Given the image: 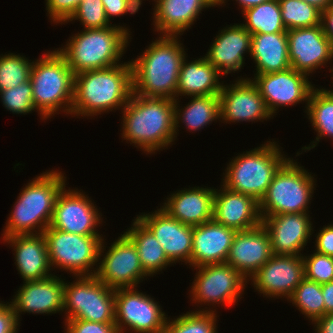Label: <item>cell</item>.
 Wrapping results in <instances>:
<instances>
[{
	"label": "cell",
	"instance_id": "e575fe53",
	"mask_svg": "<svg viewBox=\"0 0 333 333\" xmlns=\"http://www.w3.org/2000/svg\"><path fill=\"white\" fill-rule=\"evenodd\" d=\"M205 308L183 313L174 319L167 318L164 333H217L216 310Z\"/></svg>",
	"mask_w": 333,
	"mask_h": 333
},
{
	"label": "cell",
	"instance_id": "d4e9b609",
	"mask_svg": "<svg viewBox=\"0 0 333 333\" xmlns=\"http://www.w3.org/2000/svg\"><path fill=\"white\" fill-rule=\"evenodd\" d=\"M177 191L160 206L170 217L192 227L213 219L214 188L195 186Z\"/></svg>",
	"mask_w": 333,
	"mask_h": 333
},
{
	"label": "cell",
	"instance_id": "8fae6325",
	"mask_svg": "<svg viewBox=\"0 0 333 333\" xmlns=\"http://www.w3.org/2000/svg\"><path fill=\"white\" fill-rule=\"evenodd\" d=\"M194 269H197L196 277L189 292L192 303L201 306L204 303V306L214 308L216 304L231 307L242 298L248 281L233 266L228 263H216Z\"/></svg>",
	"mask_w": 333,
	"mask_h": 333
},
{
	"label": "cell",
	"instance_id": "83f0119b",
	"mask_svg": "<svg viewBox=\"0 0 333 333\" xmlns=\"http://www.w3.org/2000/svg\"><path fill=\"white\" fill-rule=\"evenodd\" d=\"M154 30L160 35H183L203 9L217 7L213 0H153Z\"/></svg>",
	"mask_w": 333,
	"mask_h": 333
},
{
	"label": "cell",
	"instance_id": "3957f363",
	"mask_svg": "<svg viewBox=\"0 0 333 333\" xmlns=\"http://www.w3.org/2000/svg\"><path fill=\"white\" fill-rule=\"evenodd\" d=\"M133 93L131 62L74 75L73 117L123 109ZM121 108V109H120Z\"/></svg>",
	"mask_w": 333,
	"mask_h": 333
},
{
	"label": "cell",
	"instance_id": "2e32d148",
	"mask_svg": "<svg viewBox=\"0 0 333 333\" xmlns=\"http://www.w3.org/2000/svg\"><path fill=\"white\" fill-rule=\"evenodd\" d=\"M304 278L302 255L273 256L249 279L263 297L287 298L292 296ZM253 282V283H252Z\"/></svg>",
	"mask_w": 333,
	"mask_h": 333
},
{
	"label": "cell",
	"instance_id": "484cf974",
	"mask_svg": "<svg viewBox=\"0 0 333 333\" xmlns=\"http://www.w3.org/2000/svg\"><path fill=\"white\" fill-rule=\"evenodd\" d=\"M12 247L15 265L25 281L43 280L54 274L50 265L44 234L13 235L2 239Z\"/></svg>",
	"mask_w": 333,
	"mask_h": 333
},
{
	"label": "cell",
	"instance_id": "f907efd6",
	"mask_svg": "<svg viewBox=\"0 0 333 333\" xmlns=\"http://www.w3.org/2000/svg\"><path fill=\"white\" fill-rule=\"evenodd\" d=\"M228 0H220L217 6H224L226 5ZM237 3H239V7L242 9L241 11H245L249 8L255 7L261 3L269 2L271 0H235Z\"/></svg>",
	"mask_w": 333,
	"mask_h": 333
},
{
	"label": "cell",
	"instance_id": "7402d4cb",
	"mask_svg": "<svg viewBox=\"0 0 333 333\" xmlns=\"http://www.w3.org/2000/svg\"><path fill=\"white\" fill-rule=\"evenodd\" d=\"M272 256L269 234L261 224L254 229L236 233L226 263L249 280Z\"/></svg>",
	"mask_w": 333,
	"mask_h": 333
},
{
	"label": "cell",
	"instance_id": "277c9868",
	"mask_svg": "<svg viewBox=\"0 0 333 333\" xmlns=\"http://www.w3.org/2000/svg\"><path fill=\"white\" fill-rule=\"evenodd\" d=\"M66 181L59 170H47L30 180L17 196L2 238L43 233L50 225L58 194L67 187Z\"/></svg>",
	"mask_w": 333,
	"mask_h": 333
},
{
	"label": "cell",
	"instance_id": "db71d44e",
	"mask_svg": "<svg viewBox=\"0 0 333 333\" xmlns=\"http://www.w3.org/2000/svg\"><path fill=\"white\" fill-rule=\"evenodd\" d=\"M213 1H214L216 4H218L220 0H213Z\"/></svg>",
	"mask_w": 333,
	"mask_h": 333
},
{
	"label": "cell",
	"instance_id": "4fadbf2b",
	"mask_svg": "<svg viewBox=\"0 0 333 333\" xmlns=\"http://www.w3.org/2000/svg\"><path fill=\"white\" fill-rule=\"evenodd\" d=\"M137 290L136 287L115 290V326L119 333L127 330L164 333L166 313L153 297Z\"/></svg>",
	"mask_w": 333,
	"mask_h": 333
},
{
	"label": "cell",
	"instance_id": "6da1fadb",
	"mask_svg": "<svg viewBox=\"0 0 333 333\" xmlns=\"http://www.w3.org/2000/svg\"><path fill=\"white\" fill-rule=\"evenodd\" d=\"M121 111L122 139L140 148L144 153L155 154L156 151L173 145L176 140L174 100L132 93Z\"/></svg>",
	"mask_w": 333,
	"mask_h": 333
},
{
	"label": "cell",
	"instance_id": "7c38bea8",
	"mask_svg": "<svg viewBox=\"0 0 333 333\" xmlns=\"http://www.w3.org/2000/svg\"><path fill=\"white\" fill-rule=\"evenodd\" d=\"M104 244L103 238L98 258L100 265L96 266L95 277L108 288L116 290L137 287L145 277L148 278L134 243L124 233L111 243L107 252H104V247H107Z\"/></svg>",
	"mask_w": 333,
	"mask_h": 333
},
{
	"label": "cell",
	"instance_id": "9a60e30c",
	"mask_svg": "<svg viewBox=\"0 0 333 333\" xmlns=\"http://www.w3.org/2000/svg\"><path fill=\"white\" fill-rule=\"evenodd\" d=\"M251 80L273 116L277 115L279 107L295 106L302 101L307 110L310 94L315 87L306 74L291 67L280 72L257 74Z\"/></svg>",
	"mask_w": 333,
	"mask_h": 333
},
{
	"label": "cell",
	"instance_id": "cb8c5ba5",
	"mask_svg": "<svg viewBox=\"0 0 333 333\" xmlns=\"http://www.w3.org/2000/svg\"><path fill=\"white\" fill-rule=\"evenodd\" d=\"M213 220L237 232L261 225L259 202L250 195L215 188Z\"/></svg>",
	"mask_w": 333,
	"mask_h": 333
},
{
	"label": "cell",
	"instance_id": "8992f818",
	"mask_svg": "<svg viewBox=\"0 0 333 333\" xmlns=\"http://www.w3.org/2000/svg\"><path fill=\"white\" fill-rule=\"evenodd\" d=\"M33 103L42 120L58 114L71 115L74 73L66 59L55 49L33 60L30 70ZM58 111V112H57Z\"/></svg>",
	"mask_w": 333,
	"mask_h": 333
},
{
	"label": "cell",
	"instance_id": "681fc988",
	"mask_svg": "<svg viewBox=\"0 0 333 333\" xmlns=\"http://www.w3.org/2000/svg\"><path fill=\"white\" fill-rule=\"evenodd\" d=\"M325 314L333 313V281L321 284Z\"/></svg>",
	"mask_w": 333,
	"mask_h": 333
},
{
	"label": "cell",
	"instance_id": "f5cc1de1",
	"mask_svg": "<svg viewBox=\"0 0 333 333\" xmlns=\"http://www.w3.org/2000/svg\"><path fill=\"white\" fill-rule=\"evenodd\" d=\"M330 71H331V73L333 74V67H332V69H331V67H330ZM332 76V79H333V75H331ZM333 81V80H332ZM329 93H331V94H333V90H327Z\"/></svg>",
	"mask_w": 333,
	"mask_h": 333
},
{
	"label": "cell",
	"instance_id": "c3c4849f",
	"mask_svg": "<svg viewBox=\"0 0 333 333\" xmlns=\"http://www.w3.org/2000/svg\"><path fill=\"white\" fill-rule=\"evenodd\" d=\"M321 24L324 33L333 42V4L322 12Z\"/></svg>",
	"mask_w": 333,
	"mask_h": 333
},
{
	"label": "cell",
	"instance_id": "f35d334b",
	"mask_svg": "<svg viewBox=\"0 0 333 333\" xmlns=\"http://www.w3.org/2000/svg\"><path fill=\"white\" fill-rule=\"evenodd\" d=\"M3 106L13 114H28L35 111L33 90L30 80L15 88L0 91Z\"/></svg>",
	"mask_w": 333,
	"mask_h": 333
},
{
	"label": "cell",
	"instance_id": "11a10c76",
	"mask_svg": "<svg viewBox=\"0 0 333 333\" xmlns=\"http://www.w3.org/2000/svg\"><path fill=\"white\" fill-rule=\"evenodd\" d=\"M136 1L139 2V3L142 5V1H143V0H136Z\"/></svg>",
	"mask_w": 333,
	"mask_h": 333
},
{
	"label": "cell",
	"instance_id": "4316f807",
	"mask_svg": "<svg viewBox=\"0 0 333 333\" xmlns=\"http://www.w3.org/2000/svg\"><path fill=\"white\" fill-rule=\"evenodd\" d=\"M237 231L211 221L193 227L191 267L226 263Z\"/></svg>",
	"mask_w": 333,
	"mask_h": 333
},
{
	"label": "cell",
	"instance_id": "816d5d0a",
	"mask_svg": "<svg viewBox=\"0 0 333 333\" xmlns=\"http://www.w3.org/2000/svg\"><path fill=\"white\" fill-rule=\"evenodd\" d=\"M303 1L308 3L309 5L316 7L321 12L328 9L333 4V0H303Z\"/></svg>",
	"mask_w": 333,
	"mask_h": 333
},
{
	"label": "cell",
	"instance_id": "ffe728a7",
	"mask_svg": "<svg viewBox=\"0 0 333 333\" xmlns=\"http://www.w3.org/2000/svg\"><path fill=\"white\" fill-rule=\"evenodd\" d=\"M261 224L269 234L272 252L276 255H302L314 232L309 212L266 216Z\"/></svg>",
	"mask_w": 333,
	"mask_h": 333
},
{
	"label": "cell",
	"instance_id": "ac0fdd59",
	"mask_svg": "<svg viewBox=\"0 0 333 333\" xmlns=\"http://www.w3.org/2000/svg\"><path fill=\"white\" fill-rule=\"evenodd\" d=\"M291 68L310 76L333 60V42L322 24L309 28L287 30Z\"/></svg>",
	"mask_w": 333,
	"mask_h": 333
},
{
	"label": "cell",
	"instance_id": "f546056e",
	"mask_svg": "<svg viewBox=\"0 0 333 333\" xmlns=\"http://www.w3.org/2000/svg\"><path fill=\"white\" fill-rule=\"evenodd\" d=\"M250 56L256 64L254 76L289 69L287 32L252 35Z\"/></svg>",
	"mask_w": 333,
	"mask_h": 333
},
{
	"label": "cell",
	"instance_id": "44dd1931",
	"mask_svg": "<svg viewBox=\"0 0 333 333\" xmlns=\"http://www.w3.org/2000/svg\"><path fill=\"white\" fill-rule=\"evenodd\" d=\"M23 283L10 301L19 323L23 312L44 315L63 312L64 280L61 275L60 278L52 275L43 280Z\"/></svg>",
	"mask_w": 333,
	"mask_h": 333
},
{
	"label": "cell",
	"instance_id": "bcb514c9",
	"mask_svg": "<svg viewBox=\"0 0 333 333\" xmlns=\"http://www.w3.org/2000/svg\"><path fill=\"white\" fill-rule=\"evenodd\" d=\"M315 237V250L318 253L333 257V224L323 226Z\"/></svg>",
	"mask_w": 333,
	"mask_h": 333
},
{
	"label": "cell",
	"instance_id": "f1b7e54d",
	"mask_svg": "<svg viewBox=\"0 0 333 333\" xmlns=\"http://www.w3.org/2000/svg\"><path fill=\"white\" fill-rule=\"evenodd\" d=\"M186 58L179 72L176 100L182 95L188 97L218 95L224 84L219 81L222 77L219 71L205 57L191 62Z\"/></svg>",
	"mask_w": 333,
	"mask_h": 333
},
{
	"label": "cell",
	"instance_id": "60d3db41",
	"mask_svg": "<svg viewBox=\"0 0 333 333\" xmlns=\"http://www.w3.org/2000/svg\"><path fill=\"white\" fill-rule=\"evenodd\" d=\"M304 277L318 284L333 281V257L314 251L313 254L305 256Z\"/></svg>",
	"mask_w": 333,
	"mask_h": 333
},
{
	"label": "cell",
	"instance_id": "8d00e7d4",
	"mask_svg": "<svg viewBox=\"0 0 333 333\" xmlns=\"http://www.w3.org/2000/svg\"><path fill=\"white\" fill-rule=\"evenodd\" d=\"M286 30L321 25L322 12L303 0H278Z\"/></svg>",
	"mask_w": 333,
	"mask_h": 333
},
{
	"label": "cell",
	"instance_id": "5bb4252c",
	"mask_svg": "<svg viewBox=\"0 0 333 333\" xmlns=\"http://www.w3.org/2000/svg\"><path fill=\"white\" fill-rule=\"evenodd\" d=\"M102 213L82 190L65 187L58 194L49 227L82 236H101Z\"/></svg>",
	"mask_w": 333,
	"mask_h": 333
},
{
	"label": "cell",
	"instance_id": "603a6c76",
	"mask_svg": "<svg viewBox=\"0 0 333 333\" xmlns=\"http://www.w3.org/2000/svg\"><path fill=\"white\" fill-rule=\"evenodd\" d=\"M219 32L204 57L223 76L243 67L244 54L251 53L252 35L242 24L237 23L230 24Z\"/></svg>",
	"mask_w": 333,
	"mask_h": 333
},
{
	"label": "cell",
	"instance_id": "e0dca14e",
	"mask_svg": "<svg viewBox=\"0 0 333 333\" xmlns=\"http://www.w3.org/2000/svg\"><path fill=\"white\" fill-rule=\"evenodd\" d=\"M234 84L222 86L220 91V121L223 123L257 122L271 119L258 87L250 78H237Z\"/></svg>",
	"mask_w": 333,
	"mask_h": 333
},
{
	"label": "cell",
	"instance_id": "d6986e66",
	"mask_svg": "<svg viewBox=\"0 0 333 333\" xmlns=\"http://www.w3.org/2000/svg\"><path fill=\"white\" fill-rule=\"evenodd\" d=\"M141 214L137 218L154 234L172 265L181 261L191 267L193 227L170 217L161 208Z\"/></svg>",
	"mask_w": 333,
	"mask_h": 333
},
{
	"label": "cell",
	"instance_id": "30bf717a",
	"mask_svg": "<svg viewBox=\"0 0 333 333\" xmlns=\"http://www.w3.org/2000/svg\"><path fill=\"white\" fill-rule=\"evenodd\" d=\"M43 234L51 268L69 271L73 277L95 275L103 235L82 236L49 226Z\"/></svg>",
	"mask_w": 333,
	"mask_h": 333
},
{
	"label": "cell",
	"instance_id": "836d02e7",
	"mask_svg": "<svg viewBox=\"0 0 333 333\" xmlns=\"http://www.w3.org/2000/svg\"><path fill=\"white\" fill-rule=\"evenodd\" d=\"M244 23H241L251 35L287 32L281 17L278 0L261 3L241 12Z\"/></svg>",
	"mask_w": 333,
	"mask_h": 333
},
{
	"label": "cell",
	"instance_id": "ee69618b",
	"mask_svg": "<svg viewBox=\"0 0 333 333\" xmlns=\"http://www.w3.org/2000/svg\"><path fill=\"white\" fill-rule=\"evenodd\" d=\"M103 2L104 10L109 22L114 17L123 16L128 12L135 14L141 7V4L136 0H101Z\"/></svg>",
	"mask_w": 333,
	"mask_h": 333
},
{
	"label": "cell",
	"instance_id": "ba28073f",
	"mask_svg": "<svg viewBox=\"0 0 333 333\" xmlns=\"http://www.w3.org/2000/svg\"><path fill=\"white\" fill-rule=\"evenodd\" d=\"M296 161L289 158L274 174L259 202L261 219L278 214L310 212L308 205L314 197L316 179Z\"/></svg>",
	"mask_w": 333,
	"mask_h": 333
},
{
	"label": "cell",
	"instance_id": "b9f144b4",
	"mask_svg": "<svg viewBox=\"0 0 333 333\" xmlns=\"http://www.w3.org/2000/svg\"><path fill=\"white\" fill-rule=\"evenodd\" d=\"M82 0H46V10L51 22L65 24Z\"/></svg>",
	"mask_w": 333,
	"mask_h": 333
},
{
	"label": "cell",
	"instance_id": "ab89813d",
	"mask_svg": "<svg viewBox=\"0 0 333 333\" xmlns=\"http://www.w3.org/2000/svg\"><path fill=\"white\" fill-rule=\"evenodd\" d=\"M80 21L84 29H99L112 26L106 17L101 0H82L71 17L65 22Z\"/></svg>",
	"mask_w": 333,
	"mask_h": 333
},
{
	"label": "cell",
	"instance_id": "7dc6e473",
	"mask_svg": "<svg viewBox=\"0 0 333 333\" xmlns=\"http://www.w3.org/2000/svg\"><path fill=\"white\" fill-rule=\"evenodd\" d=\"M315 333H333V313L325 314L313 322Z\"/></svg>",
	"mask_w": 333,
	"mask_h": 333
},
{
	"label": "cell",
	"instance_id": "52a82bcc",
	"mask_svg": "<svg viewBox=\"0 0 333 333\" xmlns=\"http://www.w3.org/2000/svg\"><path fill=\"white\" fill-rule=\"evenodd\" d=\"M272 140L233 157L223 173L222 185L230 191L247 194L258 202L265 196L274 174L289 159Z\"/></svg>",
	"mask_w": 333,
	"mask_h": 333
},
{
	"label": "cell",
	"instance_id": "5b68a950",
	"mask_svg": "<svg viewBox=\"0 0 333 333\" xmlns=\"http://www.w3.org/2000/svg\"><path fill=\"white\" fill-rule=\"evenodd\" d=\"M126 26L112 25L99 29H84L67 40L57 51L66 59L74 75L106 69L118 64L132 39ZM65 47V48H64Z\"/></svg>",
	"mask_w": 333,
	"mask_h": 333
},
{
	"label": "cell",
	"instance_id": "7a4b0ae2",
	"mask_svg": "<svg viewBox=\"0 0 333 333\" xmlns=\"http://www.w3.org/2000/svg\"><path fill=\"white\" fill-rule=\"evenodd\" d=\"M178 37L160 35L142 55L130 60L134 94L176 100L180 68L187 57Z\"/></svg>",
	"mask_w": 333,
	"mask_h": 333
},
{
	"label": "cell",
	"instance_id": "4dcf8cb0",
	"mask_svg": "<svg viewBox=\"0 0 333 333\" xmlns=\"http://www.w3.org/2000/svg\"><path fill=\"white\" fill-rule=\"evenodd\" d=\"M179 100H174V133L177 138L179 123L189 131H200L213 121H220L219 95L196 96L180 109Z\"/></svg>",
	"mask_w": 333,
	"mask_h": 333
},
{
	"label": "cell",
	"instance_id": "d6a6232c",
	"mask_svg": "<svg viewBox=\"0 0 333 333\" xmlns=\"http://www.w3.org/2000/svg\"><path fill=\"white\" fill-rule=\"evenodd\" d=\"M304 112L307 113L311 126L317 132L315 141H311L312 144L302 148L306 152L315 148L322 137L327 136L333 139V94L325 88L314 87L309 97L307 110Z\"/></svg>",
	"mask_w": 333,
	"mask_h": 333
},
{
	"label": "cell",
	"instance_id": "9c48e42d",
	"mask_svg": "<svg viewBox=\"0 0 333 333\" xmlns=\"http://www.w3.org/2000/svg\"><path fill=\"white\" fill-rule=\"evenodd\" d=\"M63 312L65 320L81 319L99 323H115V290L108 288L95 275L76 276L65 283Z\"/></svg>",
	"mask_w": 333,
	"mask_h": 333
},
{
	"label": "cell",
	"instance_id": "1f68e13d",
	"mask_svg": "<svg viewBox=\"0 0 333 333\" xmlns=\"http://www.w3.org/2000/svg\"><path fill=\"white\" fill-rule=\"evenodd\" d=\"M124 234L134 243L141 266L149 277L172 264L154 234L137 217Z\"/></svg>",
	"mask_w": 333,
	"mask_h": 333
},
{
	"label": "cell",
	"instance_id": "d590c367",
	"mask_svg": "<svg viewBox=\"0 0 333 333\" xmlns=\"http://www.w3.org/2000/svg\"><path fill=\"white\" fill-rule=\"evenodd\" d=\"M293 306L312 323L325 315V305L321 284L303 278L292 296L288 299Z\"/></svg>",
	"mask_w": 333,
	"mask_h": 333
},
{
	"label": "cell",
	"instance_id": "f6af8a7d",
	"mask_svg": "<svg viewBox=\"0 0 333 333\" xmlns=\"http://www.w3.org/2000/svg\"><path fill=\"white\" fill-rule=\"evenodd\" d=\"M0 301V333H17L19 322L10 302Z\"/></svg>",
	"mask_w": 333,
	"mask_h": 333
},
{
	"label": "cell",
	"instance_id": "74e56055",
	"mask_svg": "<svg viewBox=\"0 0 333 333\" xmlns=\"http://www.w3.org/2000/svg\"><path fill=\"white\" fill-rule=\"evenodd\" d=\"M31 60L20 54L0 55V91L9 90L30 79Z\"/></svg>",
	"mask_w": 333,
	"mask_h": 333
},
{
	"label": "cell",
	"instance_id": "7bdbcfd3",
	"mask_svg": "<svg viewBox=\"0 0 333 333\" xmlns=\"http://www.w3.org/2000/svg\"><path fill=\"white\" fill-rule=\"evenodd\" d=\"M64 321L65 333H119L115 323H99L81 319Z\"/></svg>",
	"mask_w": 333,
	"mask_h": 333
}]
</instances>
